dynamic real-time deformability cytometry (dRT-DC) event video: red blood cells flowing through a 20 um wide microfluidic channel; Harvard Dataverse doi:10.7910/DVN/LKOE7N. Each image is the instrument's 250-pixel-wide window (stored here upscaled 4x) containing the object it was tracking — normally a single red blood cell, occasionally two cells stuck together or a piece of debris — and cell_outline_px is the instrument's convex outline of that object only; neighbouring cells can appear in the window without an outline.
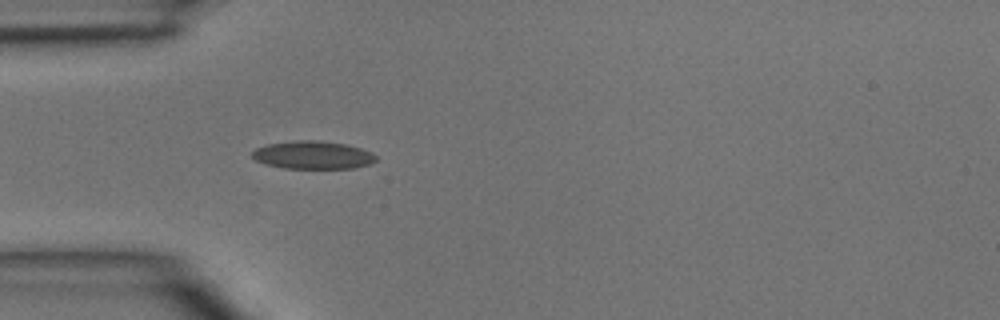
{"species": "common noctule bat (a hibernating species)", "species_latin": "Nyctalus noctula", "temperature_condition": "room temperature", "stored_images_in_passage": 30, "camera_frame_rate_fps": 3000, "um_per_image_px": 0.085, "animal": {"sex": "male", "body_mass_g": 15.6}, "frame": {"image": 1, "passage_image": 1, "time_ms": 0.0, "image_size_px": [1000, 320], "cell_outline_px": [[376, 160], [372, 164], [356, 168], [284, 168], [264, 164], [256, 160], [252, 156], [252, 152], [256, 148], [268, 144], [300, 140], [316, 140], [348, 144], [372, 152], [376, 156]], "centroid_in_image_um": [26.63, 13.18], "position_along_channel_um": 58.4, "area_um2": 20.23}}
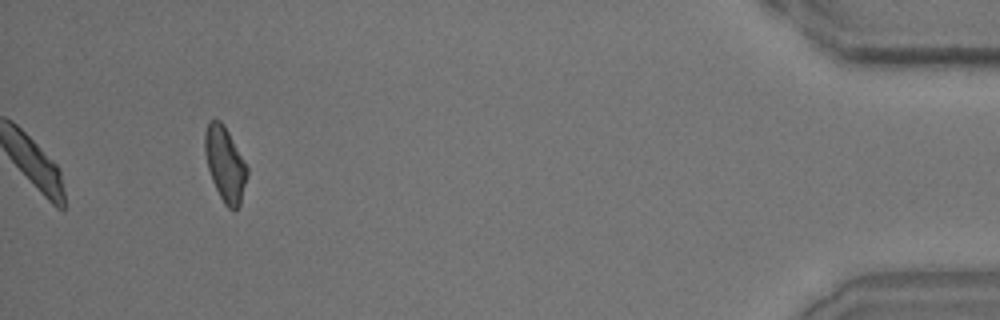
{"frame": {"image": 2, "passage_image": 30, "time_ms": 9.667, "image_size_px": [1000, 320], "cell_outline_px": [[248, 172], [240, 204], [232, 212], [224, 204], [212, 180], [208, 168], [204, 152], [204, 132], [208, 124], [212, 120], [220, 120], [224, 124], [248, 168]], "centroid_in_image_um": [19.12, 13.95], "position_along_channel_um": 416.1, "area_um2": 18.21}}